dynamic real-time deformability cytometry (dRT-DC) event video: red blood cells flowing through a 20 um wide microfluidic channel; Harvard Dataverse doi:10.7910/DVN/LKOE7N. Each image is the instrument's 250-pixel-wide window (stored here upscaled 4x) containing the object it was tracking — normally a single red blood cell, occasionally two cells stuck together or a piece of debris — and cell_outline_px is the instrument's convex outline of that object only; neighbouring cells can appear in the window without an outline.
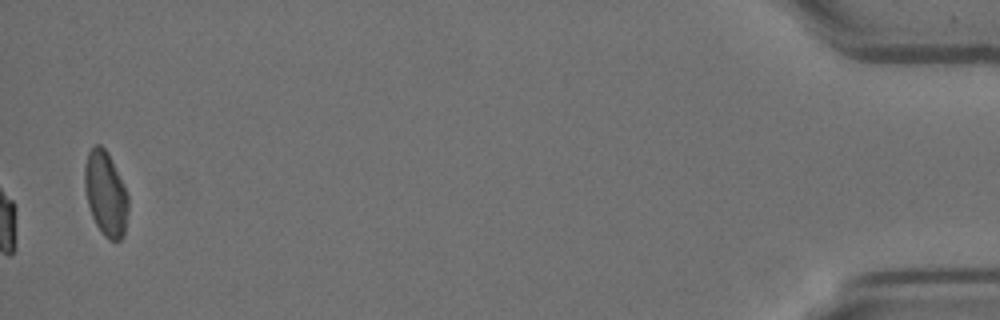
{"species": "Egyptian fruit bat (a non-hibernating species)", "species_latin": "Rousettus aegyptiacus", "temperature_condition": "room temperature", "stored_images_in_passage": 41, "camera_frame_rate_fps": 3000, "um_per_image_px": 0.085, "animal": {"sex": "female"}, "frame": {"image": 1, "passage_image": 41, "time_ms": 13.333, "image_size_px": [1000, 320], "cell_outline_px": [[128, 212], [124, 236], [120, 240], [108, 240], [104, 236], [96, 224], [92, 216], [88, 204], [84, 188], [84, 168], [88, 152], [96, 144], [100, 144], [108, 152], [128, 196]], "centroid_in_image_um": [8.97, 16.48], "position_along_channel_um": 426.2, "area_um2": 21.39}, "authors_computed_cell_mechanics": {"area_um2": 19.9988, "velocity_mm_per_s": 3.5663, "shape_relaxation_time_tau1_ms": null, "shape_relaxation_time_tau2_ms": 1.4629, "deformation_change_tau1": null, "deformation_change_tau2": 0.0328}}